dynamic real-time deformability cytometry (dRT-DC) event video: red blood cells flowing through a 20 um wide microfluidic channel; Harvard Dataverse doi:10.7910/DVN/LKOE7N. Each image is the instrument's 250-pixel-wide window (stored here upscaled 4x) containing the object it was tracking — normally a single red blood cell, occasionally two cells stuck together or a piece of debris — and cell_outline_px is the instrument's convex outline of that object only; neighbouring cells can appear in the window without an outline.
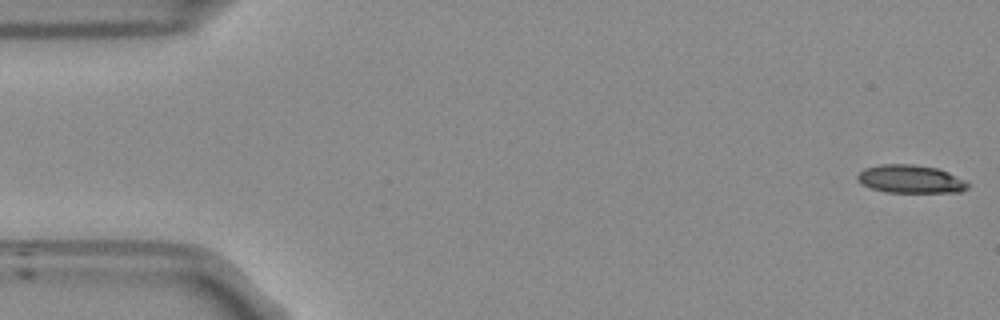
{"species": "Egyptian fruit bat (a non-hibernating species)", "species_latin": "Rousettus aegyptiacus", "temperature_condition": "room temperature", "stored_images_in_passage": 53, "camera_frame_rate_fps": 3000, "um_per_image_px": 0.085, "frame": {"image": 1, "passage_image": 1, "time_ms": 0.0, "image_size_px": [1000, 320], "cell_outline_px": [[968, 188], [960, 192], [884, 192], [872, 188], [856, 180], [856, 176], [864, 168], [880, 164], [912, 164], [936, 168], [948, 172], [964, 180], [968, 184]], "centroid_in_image_um": [77.37, 15.22], "position_along_channel_um": 7.6, "area_um2": 17.98}}
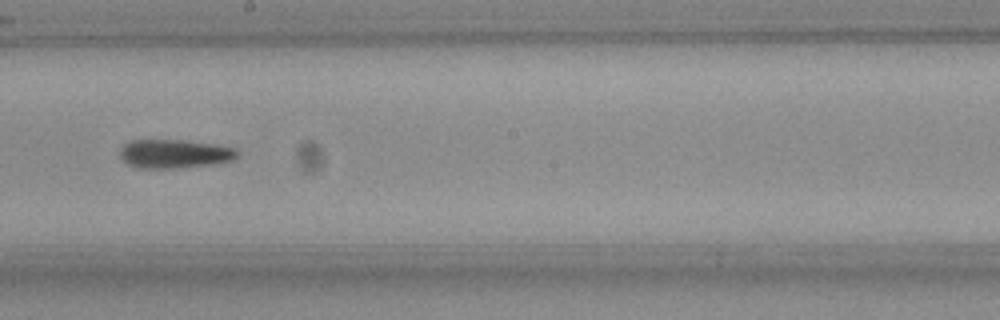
{"frame": {"image": 2, "passage_image": 29, "time_ms": 9.333, "image_size_px": [1000, 320], "cell_outline_px": [[236, 156], [232, 160], [216, 164], [176, 168], [136, 168], [120, 160], [120, 148], [124, 144], [132, 140], [180, 140], [212, 144], [236, 148]], "centroid_in_image_um": [14.77, 13.08], "position_along_channel_um": 233.4, "area_um2": 19.65}}
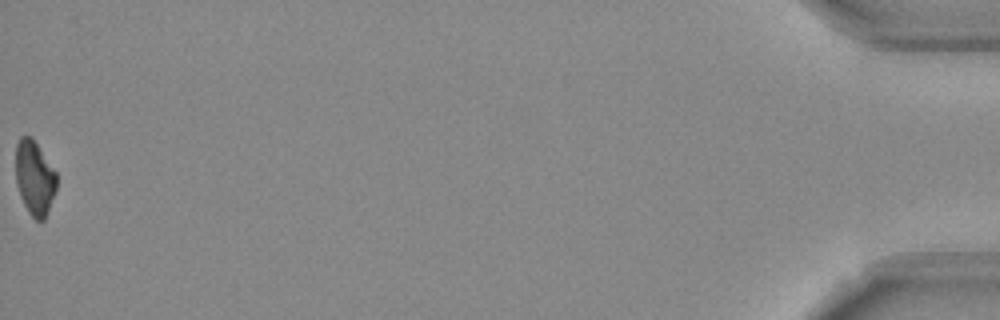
{"frame": {"image": 3, "passage_image": 53, "time_ms": 17.333, "image_size_px": [1000, 320], "cell_outline_px": [[56, 188], [48, 212], [44, 220], [36, 220], [28, 212], [20, 196], [16, 184], [16, 144], [20, 136], [32, 136], [56, 172]], "centroid_in_image_um": [2.93, 15.11], "position_along_channel_um": 432.3, "area_um2": 17.74}, "authors_computed_cell_mechanics": {"area_um2": 19.4208, "velocity_mm_per_s": 3.8215, "shape_relaxation_time_tau1_ms": null, "shape_relaxation_time_tau2_ms": 6.9822, "deformation_change_tau1": null, "deformation_change_tau2": 0.1592}}